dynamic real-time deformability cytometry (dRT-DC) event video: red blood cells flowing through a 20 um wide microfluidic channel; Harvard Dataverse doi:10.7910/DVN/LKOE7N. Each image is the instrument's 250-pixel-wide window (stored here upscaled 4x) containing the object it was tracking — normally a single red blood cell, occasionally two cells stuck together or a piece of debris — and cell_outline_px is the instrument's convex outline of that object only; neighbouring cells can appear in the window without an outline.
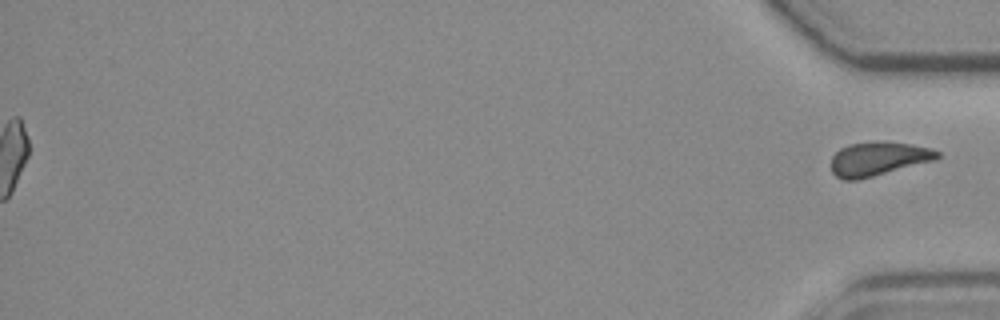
{"species": "common noctule bat (a hibernating species)", "species_latin": "Nyctalus noctula", "temperature_condition": "room temperature", "stored_images_in_passage": 54, "segment_of_instrument_passage": [2, 2], "camera_frame_rate_fps": 3000, "um_per_image_px": 0.085, "animal": {"sex": "female", "body_mass_g": 19.3, "forearm_length_mm": 54.1}, "frame": {"image": 1, "passage_image": 54, "time_ms": 17.667, "image_size_px": [1000, 320], "cell_outline_px": [[940, 156], [936, 160], [856, 180], [844, 180], [836, 176], [832, 172], [832, 156], [840, 148], [848, 144], [876, 140], [884, 140], [932, 148], [940, 152]], "centroid_in_image_um": [74.65, 13.47], "position_along_channel_um": 360.5, "area_um2": 21.1}}